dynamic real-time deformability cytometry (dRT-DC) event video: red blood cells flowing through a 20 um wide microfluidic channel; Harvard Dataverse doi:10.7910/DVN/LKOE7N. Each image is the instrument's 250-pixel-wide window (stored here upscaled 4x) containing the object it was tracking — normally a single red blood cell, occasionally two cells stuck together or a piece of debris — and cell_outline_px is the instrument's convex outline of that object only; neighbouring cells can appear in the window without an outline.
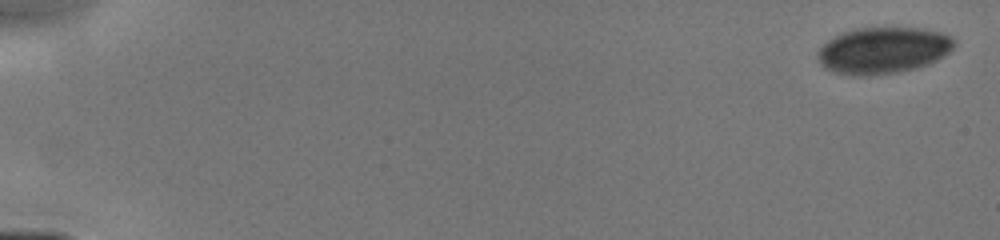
{"species": "human", "species_latin": "Homo sapiens", "temperature_condition": "cold", "stored_images_in_passage": 19, "camera_frame_rate_fps": 3000, "um_per_image_px": 0.085, "donor": {"sex": "male"}, "frame": {"image": 1, "passage_image": 1, "time_ms": 0.0, "image_size_px": [1000, 240], "cell_outline_px": [[956, 44], [944, 56], [928, 64], [916, 68], [896, 72], [868, 76], [852, 76], [836, 72], [824, 68], [816, 60], [816, 52], [828, 40], [844, 32], [856, 28], [924, 28], [940, 32], [956, 40]], "centroid_in_image_um": [75.04, 4.29], "position_along_channel_um": 10.0, "area_um2": 37.05}}
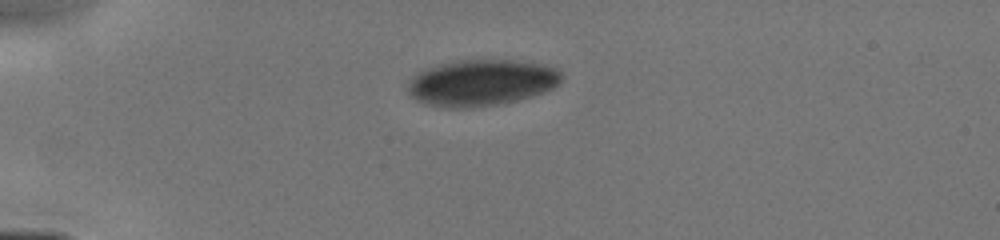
{"frame": {"image": 2, "passage_image": 13, "time_ms": 4.0, "image_size_px": [1000, 240], "cell_outline_px": [[560, 80], [552, 88], [544, 92], [504, 104], [464, 108], [448, 108], [424, 104], [408, 96], [408, 80], [412, 76], [428, 68], [440, 64], [456, 60], [512, 60], [544, 64], [556, 68], [560, 72]], "centroid_in_image_um": [40.87, 7.04], "position_along_channel_um": 44.1, "area_um2": 41.62}}
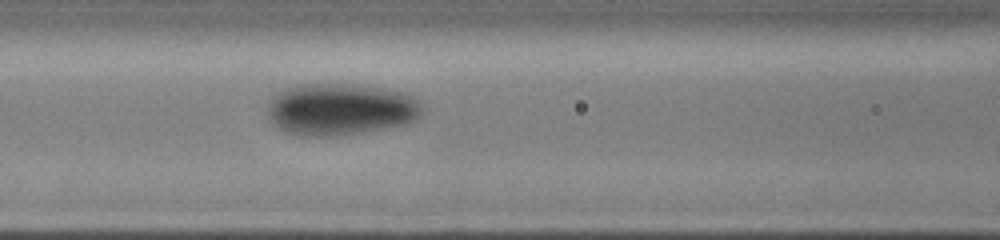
{"frame": {"image": 3, "passage_image": 19, "time_ms": 7.0, "image_size_px": [1000, 240], "cell_outline_px": [[424, 112], [416, 120], [404, 124], [364, 132], [336, 136], [316, 136], [288, 132], [280, 128], [268, 120], [268, 104], [272, 96], [284, 88], [296, 84], [356, 84], [384, 88], [404, 92], [420, 100]], "centroid_in_image_um": [28.96, 9.27], "position_along_channel_um": 137.6, "area_um2": 47.11}}